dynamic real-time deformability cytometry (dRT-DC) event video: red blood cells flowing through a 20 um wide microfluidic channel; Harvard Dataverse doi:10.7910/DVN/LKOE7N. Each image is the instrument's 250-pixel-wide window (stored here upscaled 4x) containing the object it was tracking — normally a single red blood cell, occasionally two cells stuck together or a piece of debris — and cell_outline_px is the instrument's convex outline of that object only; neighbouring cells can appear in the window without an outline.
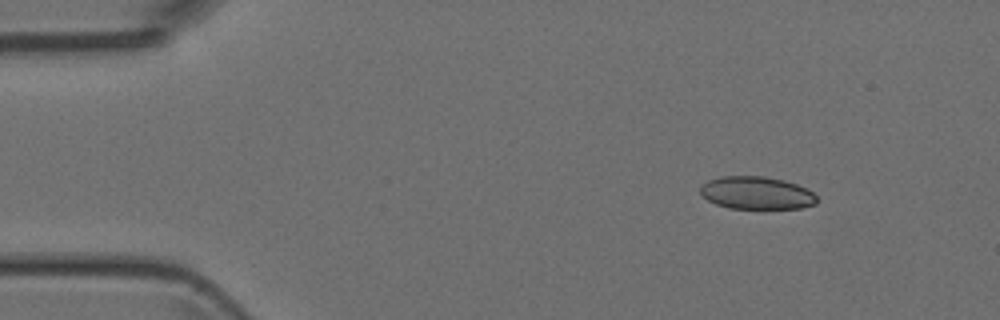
{"species": "Egyptian fruit bat (a non-hibernating species)", "species_latin": "Rousettus aegyptiacus", "temperature_condition": "room temperature", "stored_images_in_passage": 5, "camera_frame_rate_fps": 3000, "um_per_image_px": 0.085, "animal": {"sex": "female"}, "frame": {"image": 1, "passage_image": 2, "time_ms": 1.0, "image_size_px": [1000, 320], "cell_outline_px": [[816, 204], [800, 208], [728, 208], [716, 204], [708, 200], [700, 192], [700, 188], [708, 180], [720, 176], [764, 176], [784, 180], [808, 188], [816, 196]], "centroid_in_image_um": [64.32, 16.39], "position_along_channel_um": 20.7, "area_um2": 22.14}}
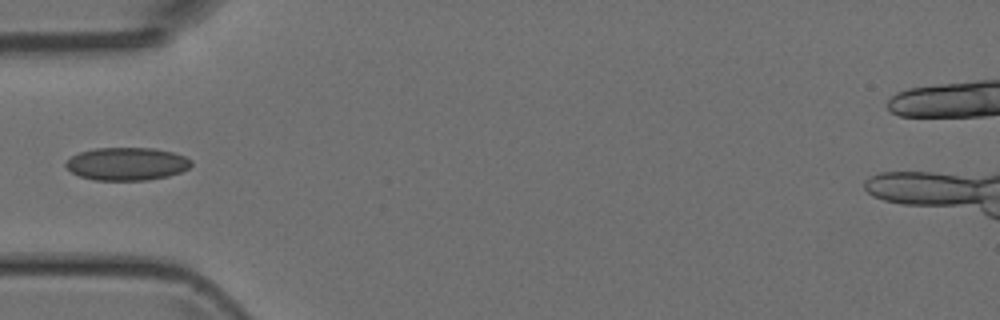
{"frame": {"image": 2, "passage_image": 5, "time_ms": 4.333, "image_size_px": [1000, 320], "cell_outline_px": [[192, 164], [188, 168], [180, 172], [168, 176], [148, 180], [96, 180], [80, 176], [72, 172], [64, 164], [72, 156], [80, 152], [96, 148], [156, 148], [172, 152], [184, 156], [192, 160]], "centroid_in_image_um": [10.8, 13.92], "position_along_channel_um": 74.2, "area_um2": 23.93}}